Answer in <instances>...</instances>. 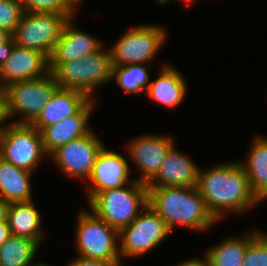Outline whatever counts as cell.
<instances>
[{
	"instance_id": "1",
	"label": "cell",
	"mask_w": 267,
	"mask_h": 266,
	"mask_svg": "<svg viewBox=\"0 0 267 266\" xmlns=\"http://www.w3.org/2000/svg\"><path fill=\"white\" fill-rule=\"evenodd\" d=\"M197 188L206 208L218 222L229 214L242 215L258 206L257 196L239 161L214 163L203 171L200 168Z\"/></svg>"
},
{
	"instance_id": "2",
	"label": "cell",
	"mask_w": 267,
	"mask_h": 266,
	"mask_svg": "<svg viewBox=\"0 0 267 266\" xmlns=\"http://www.w3.org/2000/svg\"><path fill=\"white\" fill-rule=\"evenodd\" d=\"M148 204L170 232L181 226L204 233L218 222L197 187H148Z\"/></svg>"
},
{
	"instance_id": "3",
	"label": "cell",
	"mask_w": 267,
	"mask_h": 266,
	"mask_svg": "<svg viewBox=\"0 0 267 266\" xmlns=\"http://www.w3.org/2000/svg\"><path fill=\"white\" fill-rule=\"evenodd\" d=\"M87 204L97 217L120 231L147 207L148 187L134 180L124 187L98 192Z\"/></svg>"
},
{
	"instance_id": "4",
	"label": "cell",
	"mask_w": 267,
	"mask_h": 266,
	"mask_svg": "<svg viewBox=\"0 0 267 266\" xmlns=\"http://www.w3.org/2000/svg\"><path fill=\"white\" fill-rule=\"evenodd\" d=\"M74 247L77 256L123 266L119 251V231L97 217L90 209L78 212Z\"/></svg>"
},
{
	"instance_id": "5",
	"label": "cell",
	"mask_w": 267,
	"mask_h": 266,
	"mask_svg": "<svg viewBox=\"0 0 267 266\" xmlns=\"http://www.w3.org/2000/svg\"><path fill=\"white\" fill-rule=\"evenodd\" d=\"M167 30L158 24H139L120 35L110 46L113 66L149 64L168 40Z\"/></svg>"
},
{
	"instance_id": "6",
	"label": "cell",
	"mask_w": 267,
	"mask_h": 266,
	"mask_svg": "<svg viewBox=\"0 0 267 266\" xmlns=\"http://www.w3.org/2000/svg\"><path fill=\"white\" fill-rule=\"evenodd\" d=\"M48 156L44 150L41 132L31 124L9 123L0 133V157L29 172Z\"/></svg>"
},
{
	"instance_id": "7",
	"label": "cell",
	"mask_w": 267,
	"mask_h": 266,
	"mask_svg": "<svg viewBox=\"0 0 267 266\" xmlns=\"http://www.w3.org/2000/svg\"><path fill=\"white\" fill-rule=\"evenodd\" d=\"M54 76L50 72L39 79L25 80L11 84L3 91L6 96L8 119L20 115L13 123L31 124L50 100L58 88Z\"/></svg>"
},
{
	"instance_id": "8",
	"label": "cell",
	"mask_w": 267,
	"mask_h": 266,
	"mask_svg": "<svg viewBox=\"0 0 267 266\" xmlns=\"http://www.w3.org/2000/svg\"><path fill=\"white\" fill-rule=\"evenodd\" d=\"M170 233L165 221L148 204L127 227L119 231L121 261L146 255L163 243Z\"/></svg>"
},
{
	"instance_id": "9",
	"label": "cell",
	"mask_w": 267,
	"mask_h": 266,
	"mask_svg": "<svg viewBox=\"0 0 267 266\" xmlns=\"http://www.w3.org/2000/svg\"><path fill=\"white\" fill-rule=\"evenodd\" d=\"M69 19L65 13L25 12L12 34L15 44L37 50L49 58Z\"/></svg>"
},
{
	"instance_id": "10",
	"label": "cell",
	"mask_w": 267,
	"mask_h": 266,
	"mask_svg": "<svg viewBox=\"0 0 267 266\" xmlns=\"http://www.w3.org/2000/svg\"><path fill=\"white\" fill-rule=\"evenodd\" d=\"M104 143L94 129L55 150L50 158L66 176L87 182Z\"/></svg>"
},
{
	"instance_id": "11",
	"label": "cell",
	"mask_w": 267,
	"mask_h": 266,
	"mask_svg": "<svg viewBox=\"0 0 267 266\" xmlns=\"http://www.w3.org/2000/svg\"><path fill=\"white\" fill-rule=\"evenodd\" d=\"M175 139L169 135L143 134L126 144L128 158L140 171L136 181L148 184L160 170L169 150L175 145Z\"/></svg>"
},
{
	"instance_id": "12",
	"label": "cell",
	"mask_w": 267,
	"mask_h": 266,
	"mask_svg": "<svg viewBox=\"0 0 267 266\" xmlns=\"http://www.w3.org/2000/svg\"><path fill=\"white\" fill-rule=\"evenodd\" d=\"M104 145L96 157L92 173L86 184V195L89 202L98 192L113 188H121L135 179L130 178V165L126 157L109 150ZM89 183V184H88Z\"/></svg>"
},
{
	"instance_id": "13",
	"label": "cell",
	"mask_w": 267,
	"mask_h": 266,
	"mask_svg": "<svg viewBox=\"0 0 267 266\" xmlns=\"http://www.w3.org/2000/svg\"><path fill=\"white\" fill-rule=\"evenodd\" d=\"M77 16L70 18L61 33L60 39L55 43L53 51L49 56V70L52 73L59 65L82 59L100 50L105 44L102 40L86 31L77 28Z\"/></svg>"
},
{
	"instance_id": "14",
	"label": "cell",
	"mask_w": 267,
	"mask_h": 266,
	"mask_svg": "<svg viewBox=\"0 0 267 266\" xmlns=\"http://www.w3.org/2000/svg\"><path fill=\"white\" fill-rule=\"evenodd\" d=\"M49 73V58L45 54L15 44L11 56L0 67V90L17 82L39 79Z\"/></svg>"
},
{
	"instance_id": "15",
	"label": "cell",
	"mask_w": 267,
	"mask_h": 266,
	"mask_svg": "<svg viewBox=\"0 0 267 266\" xmlns=\"http://www.w3.org/2000/svg\"><path fill=\"white\" fill-rule=\"evenodd\" d=\"M95 105L96 100L91 99L78 113L66 117L56 124L45 126L40 131L43 147L48 157L59 147L85 136L93 130L89 119L93 115Z\"/></svg>"
},
{
	"instance_id": "16",
	"label": "cell",
	"mask_w": 267,
	"mask_h": 266,
	"mask_svg": "<svg viewBox=\"0 0 267 266\" xmlns=\"http://www.w3.org/2000/svg\"><path fill=\"white\" fill-rule=\"evenodd\" d=\"M199 170L198 164L174 145L147 187H197Z\"/></svg>"
},
{
	"instance_id": "17",
	"label": "cell",
	"mask_w": 267,
	"mask_h": 266,
	"mask_svg": "<svg viewBox=\"0 0 267 266\" xmlns=\"http://www.w3.org/2000/svg\"><path fill=\"white\" fill-rule=\"evenodd\" d=\"M172 66L164 63L145 91L150 100L171 110L182 104L188 92L184 75Z\"/></svg>"
},
{
	"instance_id": "18",
	"label": "cell",
	"mask_w": 267,
	"mask_h": 266,
	"mask_svg": "<svg viewBox=\"0 0 267 266\" xmlns=\"http://www.w3.org/2000/svg\"><path fill=\"white\" fill-rule=\"evenodd\" d=\"M90 100L81 91L58 87L31 125L41 131L45 126L78 113Z\"/></svg>"
},
{
	"instance_id": "19",
	"label": "cell",
	"mask_w": 267,
	"mask_h": 266,
	"mask_svg": "<svg viewBox=\"0 0 267 266\" xmlns=\"http://www.w3.org/2000/svg\"><path fill=\"white\" fill-rule=\"evenodd\" d=\"M6 221L11 235L21 236L42 244L45 231L42 229V215L35 207L34 201L10 203L7 208Z\"/></svg>"
},
{
	"instance_id": "20",
	"label": "cell",
	"mask_w": 267,
	"mask_h": 266,
	"mask_svg": "<svg viewBox=\"0 0 267 266\" xmlns=\"http://www.w3.org/2000/svg\"><path fill=\"white\" fill-rule=\"evenodd\" d=\"M32 175L0 157V198L8 204L33 200Z\"/></svg>"
},
{
	"instance_id": "21",
	"label": "cell",
	"mask_w": 267,
	"mask_h": 266,
	"mask_svg": "<svg viewBox=\"0 0 267 266\" xmlns=\"http://www.w3.org/2000/svg\"><path fill=\"white\" fill-rule=\"evenodd\" d=\"M259 230H246L243 237L229 236L204 253L208 266H242L243 258L251 239Z\"/></svg>"
},
{
	"instance_id": "22",
	"label": "cell",
	"mask_w": 267,
	"mask_h": 266,
	"mask_svg": "<svg viewBox=\"0 0 267 266\" xmlns=\"http://www.w3.org/2000/svg\"><path fill=\"white\" fill-rule=\"evenodd\" d=\"M247 156L238 160L244 168L253 193L258 196L267 188V136L256 135Z\"/></svg>"
},
{
	"instance_id": "23",
	"label": "cell",
	"mask_w": 267,
	"mask_h": 266,
	"mask_svg": "<svg viewBox=\"0 0 267 266\" xmlns=\"http://www.w3.org/2000/svg\"><path fill=\"white\" fill-rule=\"evenodd\" d=\"M104 47L96 53L82 58L85 69V94L93 100L96 99V89L112 81V56L109 47L107 49Z\"/></svg>"
},
{
	"instance_id": "24",
	"label": "cell",
	"mask_w": 267,
	"mask_h": 266,
	"mask_svg": "<svg viewBox=\"0 0 267 266\" xmlns=\"http://www.w3.org/2000/svg\"><path fill=\"white\" fill-rule=\"evenodd\" d=\"M39 247L32 239L11 235L0 246V266H32Z\"/></svg>"
},
{
	"instance_id": "25",
	"label": "cell",
	"mask_w": 267,
	"mask_h": 266,
	"mask_svg": "<svg viewBox=\"0 0 267 266\" xmlns=\"http://www.w3.org/2000/svg\"><path fill=\"white\" fill-rule=\"evenodd\" d=\"M148 64H127L124 66H113L112 81L115 80L124 93H128L132 96H138L139 94L145 95L149 84L151 83L150 68L152 65Z\"/></svg>"
},
{
	"instance_id": "26",
	"label": "cell",
	"mask_w": 267,
	"mask_h": 266,
	"mask_svg": "<svg viewBox=\"0 0 267 266\" xmlns=\"http://www.w3.org/2000/svg\"><path fill=\"white\" fill-rule=\"evenodd\" d=\"M52 75L60 88L85 93V69L82 59L62 63L52 72Z\"/></svg>"
},
{
	"instance_id": "27",
	"label": "cell",
	"mask_w": 267,
	"mask_h": 266,
	"mask_svg": "<svg viewBox=\"0 0 267 266\" xmlns=\"http://www.w3.org/2000/svg\"><path fill=\"white\" fill-rule=\"evenodd\" d=\"M242 266H267V233L259 231L247 247Z\"/></svg>"
},
{
	"instance_id": "28",
	"label": "cell",
	"mask_w": 267,
	"mask_h": 266,
	"mask_svg": "<svg viewBox=\"0 0 267 266\" xmlns=\"http://www.w3.org/2000/svg\"><path fill=\"white\" fill-rule=\"evenodd\" d=\"M25 10L19 0L0 1V28L13 34Z\"/></svg>"
},
{
	"instance_id": "29",
	"label": "cell",
	"mask_w": 267,
	"mask_h": 266,
	"mask_svg": "<svg viewBox=\"0 0 267 266\" xmlns=\"http://www.w3.org/2000/svg\"><path fill=\"white\" fill-rule=\"evenodd\" d=\"M25 12H54L65 13L70 18L77 16L64 0H19Z\"/></svg>"
},
{
	"instance_id": "30",
	"label": "cell",
	"mask_w": 267,
	"mask_h": 266,
	"mask_svg": "<svg viewBox=\"0 0 267 266\" xmlns=\"http://www.w3.org/2000/svg\"><path fill=\"white\" fill-rule=\"evenodd\" d=\"M67 266H113L110 262H105L97 259H89L85 257H75Z\"/></svg>"
},
{
	"instance_id": "31",
	"label": "cell",
	"mask_w": 267,
	"mask_h": 266,
	"mask_svg": "<svg viewBox=\"0 0 267 266\" xmlns=\"http://www.w3.org/2000/svg\"><path fill=\"white\" fill-rule=\"evenodd\" d=\"M15 46L13 36H11L0 48V67L9 59Z\"/></svg>"
},
{
	"instance_id": "32",
	"label": "cell",
	"mask_w": 267,
	"mask_h": 266,
	"mask_svg": "<svg viewBox=\"0 0 267 266\" xmlns=\"http://www.w3.org/2000/svg\"><path fill=\"white\" fill-rule=\"evenodd\" d=\"M7 121H9V119L7 115L6 96L5 92L0 90V133L7 127Z\"/></svg>"
},
{
	"instance_id": "33",
	"label": "cell",
	"mask_w": 267,
	"mask_h": 266,
	"mask_svg": "<svg viewBox=\"0 0 267 266\" xmlns=\"http://www.w3.org/2000/svg\"><path fill=\"white\" fill-rule=\"evenodd\" d=\"M174 266H208L205 257L204 258H191Z\"/></svg>"
},
{
	"instance_id": "34",
	"label": "cell",
	"mask_w": 267,
	"mask_h": 266,
	"mask_svg": "<svg viewBox=\"0 0 267 266\" xmlns=\"http://www.w3.org/2000/svg\"><path fill=\"white\" fill-rule=\"evenodd\" d=\"M11 236L7 221L0 222V246Z\"/></svg>"
},
{
	"instance_id": "35",
	"label": "cell",
	"mask_w": 267,
	"mask_h": 266,
	"mask_svg": "<svg viewBox=\"0 0 267 266\" xmlns=\"http://www.w3.org/2000/svg\"><path fill=\"white\" fill-rule=\"evenodd\" d=\"M82 2H85V0H64V3L76 14L78 12L77 9H79V6L83 5Z\"/></svg>"
},
{
	"instance_id": "36",
	"label": "cell",
	"mask_w": 267,
	"mask_h": 266,
	"mask_svg": "<svg viewBox=\"0 0 267 266\" xmlns=\"http://www.w3.org/2000/svg\"><path fill=\"white\" fill-rule=\"evenodd\" d=\"M8 203L0 198V222L6 220Z\"/></svg>"
},
{
	"instance_id": "37",
	"label": "cell",
	"mask_w": 267,
	"mask_h": 266,
	"mask_svg": "<svg viewBox=\"0 0 267 266\" xmlns=\"http://www.w3.org/2000/svg\"><path fill=\"white\" fill-rule=\"evenodd\" d=\"M156 3H158L157 5H167L169 3V1L171 0H155ZM176 1V0H175ZM177 1H181L182 3H184L187 7L191 6V4H193V2H196L197 0H177Z\"/></svg>"
},
{
	"instance_id": "38",
	"label": "cell",
	"mask_w": 267,
	"mask_h": 266,
	"mask_svg": "<svg viewBox=\"0 0 267 266\" xmlns=\"http://www.w3.org/2000/svg\"><path fill=\"white\" fill-rule=\"evenodd\" d=\"M11 36H12L11 33L0 28V48L1 45L4 44Z\"/></svg>"
},
{
	"instance_id": "39",
	"label": "cell",
	"mask_w": 267,
	"mask_h": 266,
	"mask_svg": "<svg viewBox=\"0 0 267 266\" xmlns=\"http://www.w3.org/2000/svg\"><path fill=\"white\" fill-rule=\"evenodd\" d=\"M267 200V188L257 196V205Z\"/></svg>"
},
{
	"instance_id": "40",
	"label": "cell",
	"mask_w": 267,
	"mask_h": 266,
	"mask_svg": "<svg viewBox=\"0 0 267 266\" xmlns=\"http://www.w3.org/2000/svg\"><path fill=\"white\" fill-rule=\"evenodd\" d=\"M32 266H50L49 264H47L46 262L44 263V262H38V260L36 261V263L34 264V265H32Z\"/></svg>"
}]
</instances>
